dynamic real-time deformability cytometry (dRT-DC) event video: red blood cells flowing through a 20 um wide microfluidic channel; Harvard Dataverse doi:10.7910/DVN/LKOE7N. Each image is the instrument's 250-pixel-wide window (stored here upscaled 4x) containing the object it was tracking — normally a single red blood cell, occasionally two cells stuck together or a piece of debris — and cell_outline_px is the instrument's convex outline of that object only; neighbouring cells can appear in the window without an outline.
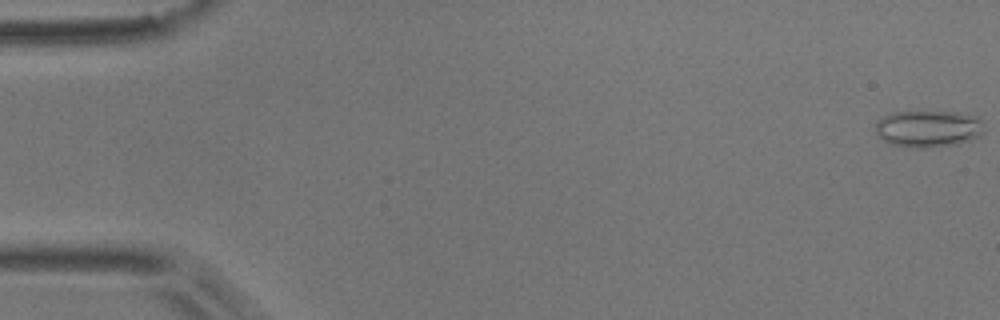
{"species": "common noctule bat (a hibernating species)", "species_latin": "Nyctalus noctula", "temperature_condition": "room temperature", "stored_images_in_passage": 4, "camera_frame_rate_fps": 3000, "um_per_image_px": 0.085, "animal": {"sex": "male", "body_mass_g": 17.9}, "frame": {"image": 1, "passage_image": 1, "time_ms": 0.0, "image_size_px": [1000, 320], "cell_outline_px": [[980, 136], [956, 144], [928, 148], [916, 148], [892, 144], [884, 140], [876, 132], [876, 124], [884, 116], [892, 112], [956, 112], [980, 116]], "centroid_in_image_um": [78.89, 10.94], "position_along_channel_um": 6.1, "area_um2": 22.95}}